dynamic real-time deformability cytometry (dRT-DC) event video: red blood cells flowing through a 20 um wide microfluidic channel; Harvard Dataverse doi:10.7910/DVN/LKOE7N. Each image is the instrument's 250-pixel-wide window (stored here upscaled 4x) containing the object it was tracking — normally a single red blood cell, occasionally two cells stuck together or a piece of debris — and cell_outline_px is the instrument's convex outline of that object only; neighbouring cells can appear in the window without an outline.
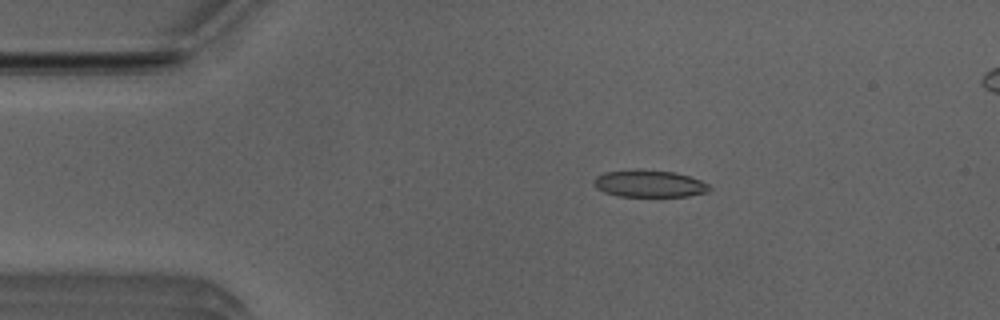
{"species": "Egyptian fruit bat (a non-hibernating species)", "species_latin": "Rousettus aegyptiacus", "temperature_condition": "room temperature", "stored_images_in_passage": 48, "segment_of_instrument_passage": [1, 2], "camera_frame_rate_fps": 3000, "um_per_image_px": 0.085, "animal": {"sex": "male"}, "frame": {"image": 1, "passage_image": 5, "time_ms": 1.333, "image_size_px": [1000, 320], "cell_outline_px": [[712, 188], [708, 192], [688, 196], [616, 196], [604, 192], [596, 188], [592, 184], [592, 180], [596, 176], [604, 172], [636, 168], [676, 172], [700, 180], [708, 184]], "centroid_in_image_um": [55.14, 15.59], "position_along_channel_um": 29.9, "area_um2": 18.61}}
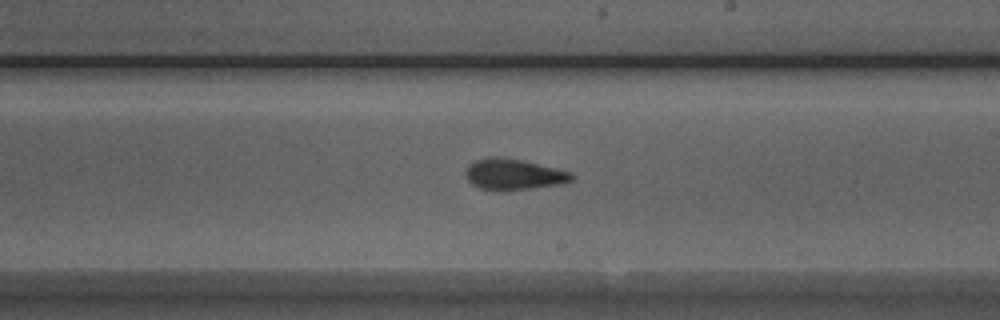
{"frame": {"image": 2, "passage_image": 25, "time_ms": 8.0, "image_size_px": [1000, 320], "cell_outline_px": [[576, 176], [572, 180], [556, 184], [532, 188], [480, 188], [472, 184], [468, 180], [464, 172], [468, 164], [476, 160], [488, 156], [496, 156], [520, 160], [556, 168], [572, 172]], "centroid_in_image_um": [43.64, 14.77], "position_along_channel_um": 245.4, "area_um2": 18.5}}
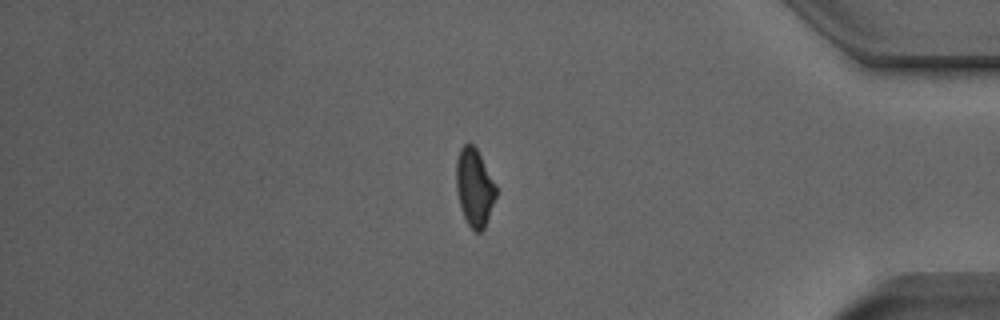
{"frame": {"image": 3, "passage_image": 39, "time_ms": 12.667, "image_size_px": [1000, 320], "cell_outline_px": [[496, 196], [484, 228], [480, 232], [476, 232], [468, 224], [464, 216], [460, 204], [456, 188], [456, 160], [460, 148], [464, 144], [472, 144], [476, 148], [496, 184]], "centroid_in_image_um": [40.32, 15.91], "position_along_channel_um": 394.9, "area_um2": 17.8}}